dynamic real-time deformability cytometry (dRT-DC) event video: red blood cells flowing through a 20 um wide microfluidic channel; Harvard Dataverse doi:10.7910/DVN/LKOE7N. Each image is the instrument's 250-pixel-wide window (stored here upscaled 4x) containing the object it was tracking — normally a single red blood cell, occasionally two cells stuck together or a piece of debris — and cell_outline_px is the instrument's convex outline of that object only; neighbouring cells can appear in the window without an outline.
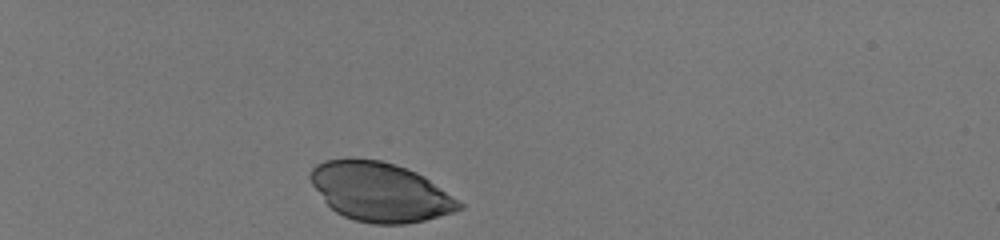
{"species": "human", "species_latin": "Homo sapiens", "temperature_condition": "room temperature", "stored_images_in_passage": 33, "camera_frame_rate_fps": 3000, "um_per_image_px": 0.085, "donor": {"sex": "male"}, "frame": {"image": 1, "passage_image": 1, "time_ms": 0.0, "image_size_px": [1000, 240], "cell_outline_px": [[464, 208], [452, 212], [424, 220], [404, 224], [372, 224], [356, 220], [344, 216], [336, 212], [324, 200], [312, 184], [308, 176], [312, 168], [316, 164], [324, 160], [380, 160], [416, 172], [424, 176], [460, 200], [464, 204]], "centroid_in_image_um": [32.33, 16.33], "position_along_channel_um": 52.7, "area_um2": 50.58}}
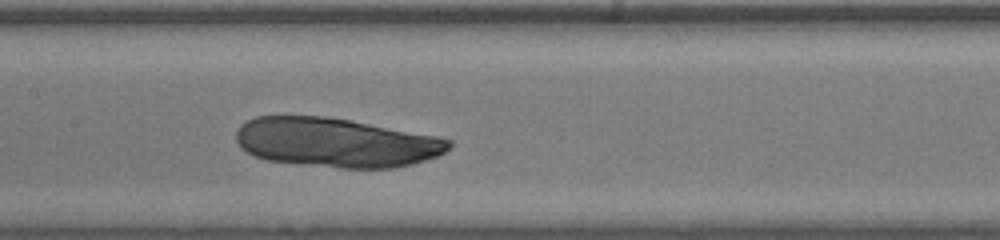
{"frame": {"image": 2, "passage_image": 15, "time_ms": 4.667, "image_size_px": [1000, 240], "cell_outline_px": [[452, 148], [436, 156], [412, 164], [396, 168], [340, 168], [268, 160], [256, 156], [240, 148], [236, 140], [236, 132], [240, 124], [256, 116], [324, 116], [352, 120], [436, 136], [452, 140]], "centroid_in_image_um": [28.56, 12.11], "position_along_channel_um": 178.8, "area_um2": 61.15}}
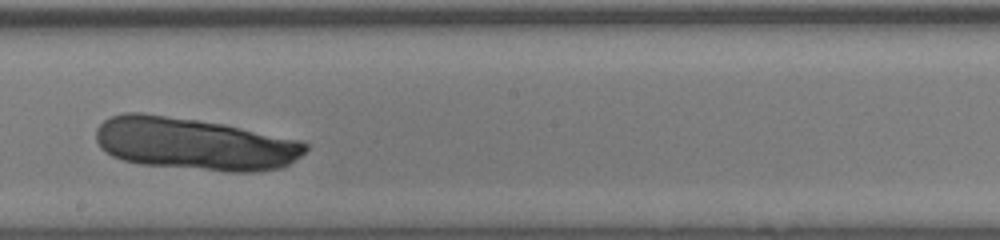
{"frame": {"image": 3, "passage_image": 19, "time_ms": 6.0, "image_size_px": [1000, 240], "cell_outline_px": [[308, 148], [300, 156], [288, 164], [280, 168], [252, 172], [228, 172], [140, 164], [124, 160], [112, 156], [100, 148], [96, 140], [96, 128], [104, 120], [112, 116], [124, 112], [144, 112], [224, 124], [300, 140], [308, 144]], "centroid_in_image_um": [16.49, 12.23], "position_along_channel_um": 231.7, "area_um2": 64.1}}